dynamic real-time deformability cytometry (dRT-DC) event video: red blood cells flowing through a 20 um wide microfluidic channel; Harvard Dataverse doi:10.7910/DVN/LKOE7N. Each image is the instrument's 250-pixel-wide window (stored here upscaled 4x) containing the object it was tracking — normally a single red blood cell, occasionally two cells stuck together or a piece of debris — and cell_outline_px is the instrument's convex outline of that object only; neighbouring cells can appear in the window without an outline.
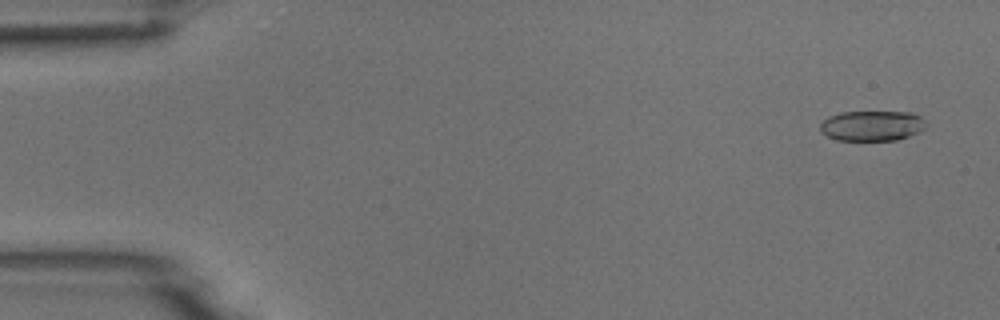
{"species": "common noctule bat (a hibernating species)", "species_latin": "Nyctalus noctula", "temperature_condition": "room temperature", "stored_images_in_passage": 6, "camera_frame_rate_fps": 3000, "um_per_image_px": 0.085, "animal": {"sex": "male", "body_mass_g": 18.8}, "frame": {"image": 1, "passage_image": 1, "time_ms": 0.0, "image_size_px": [1000, 320], "cell_outline_px": [[928, 124], [920, 132], [896, 140], [836, 140], [820, 132], [820, 124], [828, 116], [840, 112], [912, 112], [920, 116]], "centroid_in_image_um": [74.12, 10.68], "position_along_channel_um": 10.9, "area_um2": 18.79}}
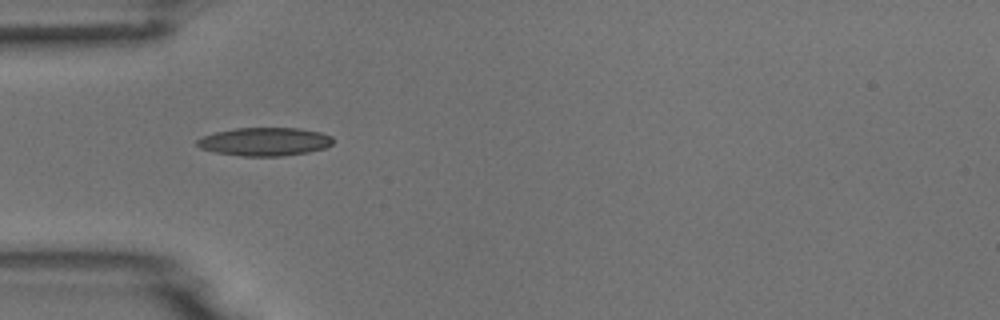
{"frame": {"image": 2, "passage_image": 5, "time_ms": 4.667, "image_size_px": [1000, 320], "cell_outline_px": [[332, 144], [324, 148], [308, 152], [280, 156], [240, 156], [216, 152], [200, 148], [196, 144], [196, 140], [204, 136], [216, 132], [236, 128], [300, 128], [320, 132], [332, 136]], "centroid_in_image_um": [22.5, 12.04], "position_along_channel_um": 62.5, "area_um2": 22.31}}